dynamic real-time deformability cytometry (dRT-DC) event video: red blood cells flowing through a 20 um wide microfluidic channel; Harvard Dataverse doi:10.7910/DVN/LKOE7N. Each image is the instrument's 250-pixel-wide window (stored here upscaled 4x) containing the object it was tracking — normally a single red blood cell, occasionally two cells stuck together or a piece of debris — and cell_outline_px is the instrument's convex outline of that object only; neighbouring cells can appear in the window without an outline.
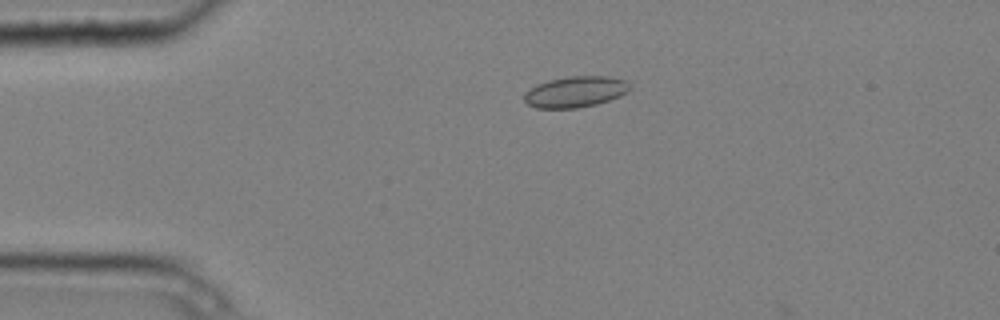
{"species": "common noctule bat (a hibernating species)", "species_latin": "Nyctalus noctula", "temperature_condition": "cold", "stored_images_in_passage": 4, "camera_frame_rate_fps": 3000, "um_per_image_px": 0.085, "animal": {"sex": "male", "body_mass_g": 20.4}, "frame": {"image": 1, "passage_image": 3, "time_ms": 0.667, "image_size_px": [1000, 320], "cell_outline_px": [[632, 88], [628, 92], [620, 96], [596, 104], [576, 108], [536, 108], [528, 104], [524, 100], [524, 92], [536, 84], [548, 80], [568, 76], [608, 76], [624, 80]], "centroid_in_image_um": [48.89, 7.8], "position_along_channel_um": 36.1, "area_um2": 19.13}}